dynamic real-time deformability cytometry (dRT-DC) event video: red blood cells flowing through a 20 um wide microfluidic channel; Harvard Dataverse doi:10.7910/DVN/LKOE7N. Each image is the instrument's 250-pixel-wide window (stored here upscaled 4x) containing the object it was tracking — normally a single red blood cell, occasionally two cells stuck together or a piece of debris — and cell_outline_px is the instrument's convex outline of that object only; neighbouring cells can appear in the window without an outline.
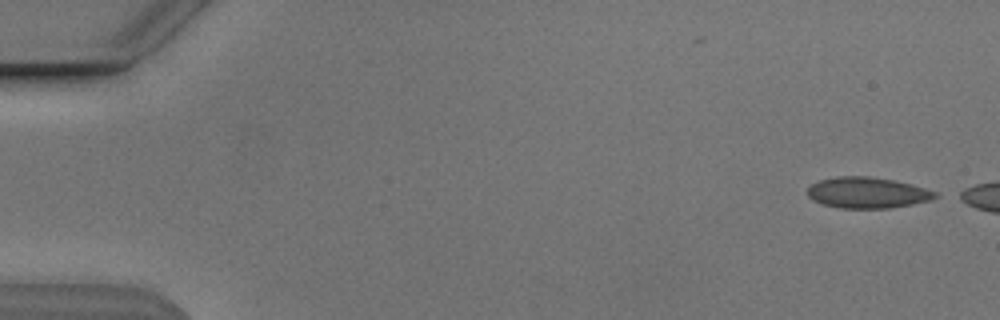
{"species": "Egyptian fruit bat (a non-hibernating species)", "species_latin": "Rousettus aegyptiacus", "temperature_condition": "cold", "stored_images_in_passage": 9, "camera_frame_rate_fps": 3000, "um_per_image_px": 0.085, "animal": {"sex": "male"}, "frame": {"image": 1, "passage_image": 1, "time_ms": 0.0, "image_size_px": [1000, 320], "cell_outline_px": [[940, 196], [932, 200], [912, 204], [888, 208], [840, 208], [824, 204], [812, 200], [808, 196], [808, 188], [812, 184], [820, 180], [836, 176], [868, 176], [892, 180], [924, 188], [936, 192]], "centroid_in_image_um": [73.72, 16.38], "position_along_channel_um": 11.3, "area_um2": 22.89}}